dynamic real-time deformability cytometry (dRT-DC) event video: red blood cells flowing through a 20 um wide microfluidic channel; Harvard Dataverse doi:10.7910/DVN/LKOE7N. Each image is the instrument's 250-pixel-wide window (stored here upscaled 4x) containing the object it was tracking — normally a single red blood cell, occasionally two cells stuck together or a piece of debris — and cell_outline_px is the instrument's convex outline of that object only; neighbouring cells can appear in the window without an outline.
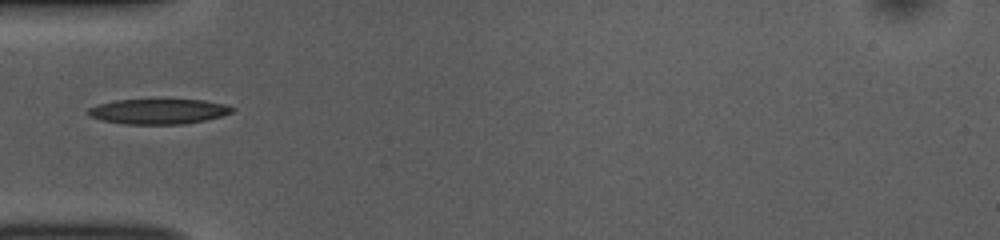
{"species": "common noctule bat (a hibernating species)", "species_latin": "Nyctalus noctula", "temperature_condition": "room temperature", "stored_images_in_passage": 36, "camera_frame_rate_fps": 3000, "um_per_image_px": 0.085, "animal": {"sex": "female", "body_mass_g": 10.0, "forearm_length_mm": 53.1}, "frame": {"image": 1, "passage_image": 1, "time_ms": 0.0, "image_size_px": [1000, 240], "cell_outline_px": [[236, 108], [232, 112], [220, 116], [204, 120], [184, 124], [124, 124], [104, 120], [92, 116], [88, 112], [88, 108], [96, 104], [116, 100], [204, 100], [224, 104]], "centroid_in_image_um": [13.48, 9.47], "position_along_channel_um": 71.5, "area_um2": 20.87}}
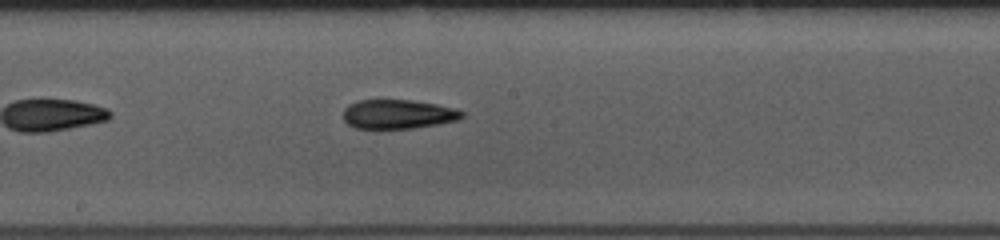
{"frame": {"image": 2, "passage_image": 12, "time_ms": 3.667, "image_size_px": [1000, 240], "cell_outline_px": [[464, 116], [460, 120], [412, 128], [380, 132], [356, 128], [348, 124], [344, 120], [344, 108], [348, 104], [360, 100], [412, 100], [436, 104], [456, 108], [464, 112]], "centroid_in_image_um": [33.8, 9.75], "position_along_channel_um": 214.4, "area_um2": 20.98}}
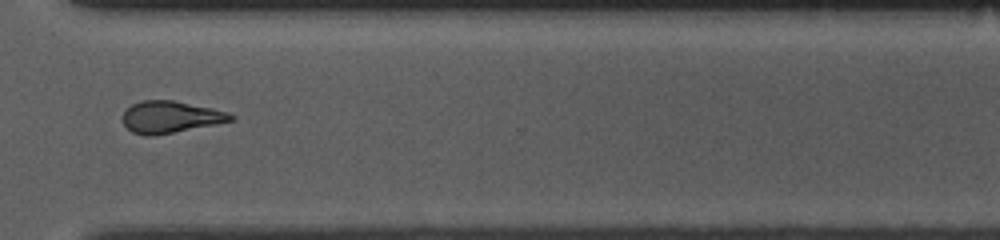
{"frame": {"image": 3, "passage_image": 23, "time_ms": 7.333, "image_size_px": [1000, 240], "cell_outline_px": [[236, 116], [232, 120], [216, 124], [156, 136], [144, 136], [132, 132], [120, 120], [124, 112], [132, 104], [144, 100], [172, 100], [212, 108], [228, 112]], "centroid_in_image_um": [14.46, 9.96], "position_along_channel_um": 356.1, "area_um2": 20.17}}